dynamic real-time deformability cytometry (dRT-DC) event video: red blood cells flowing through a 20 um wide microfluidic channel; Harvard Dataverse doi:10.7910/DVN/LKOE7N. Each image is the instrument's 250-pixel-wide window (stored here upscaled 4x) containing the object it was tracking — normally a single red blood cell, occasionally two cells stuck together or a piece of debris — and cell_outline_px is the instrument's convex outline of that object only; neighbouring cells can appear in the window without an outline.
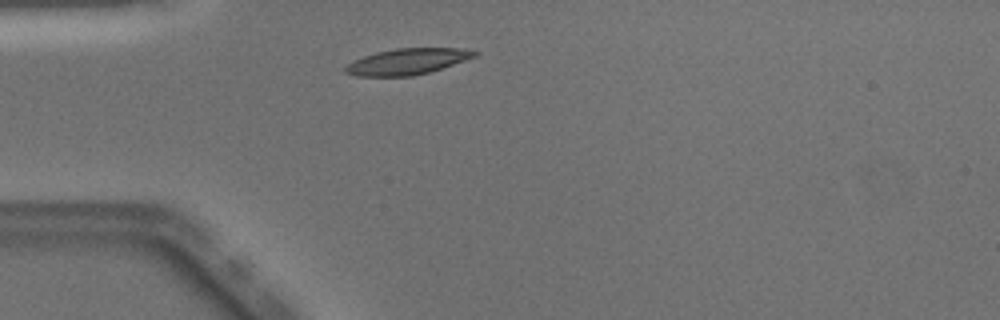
{"species": "Egyptian fruit bat (a non-hibernating species)", "species_latin": "Rousettus aegyptiacus", "temperature_condition": "warm", "stored_images_in_passage": 37, "camera_frame_rate_fps": 3000, "um_per_image_px": 0.085, "animal": {"sex": "male"}, "frame": {"image": 1, "passage_image": 1, "time_ms": 0.0, "image_size_px": [1000, 320], "cell_outline_px": [[480, 52], [476, 56], [428, 72], [412, 76], [356, 76], [344, 72], [344, 68], [352, 60], [376, 52], [396, 48], [460, 48]], "centroid_in_image_um": [34.57, 5.22], "position_along_channel_um": 50.4, "area_um2": 19.42}}
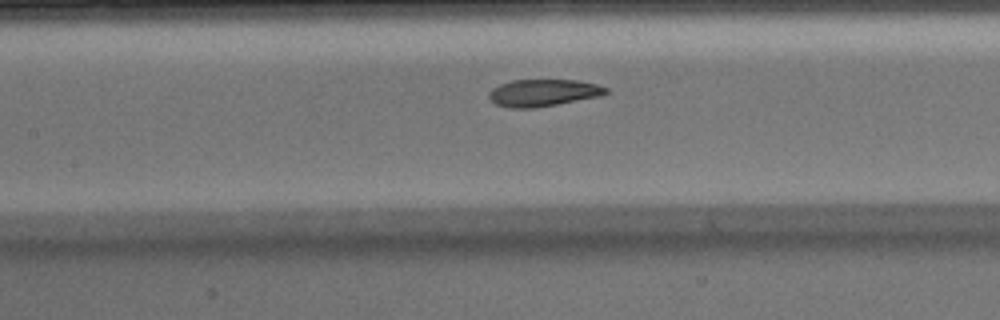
{"frame": {"image": 2, "passage_image": 10, "time_ms": 3.0, "image_size_px": [1000, 320], "cell_outline_px": [[608, 92], [600, 96], [536, 108], [508, 108], [496, 104], [488, 96], [488, 92], [492, 88], [500, 84], [512, 80], [576, 80], [596, 84], [608, 88]], "centroid_in_image_um": [46.15, 7.89], "position_along_channel_um": 161.3, "area_um2": 18.44}}
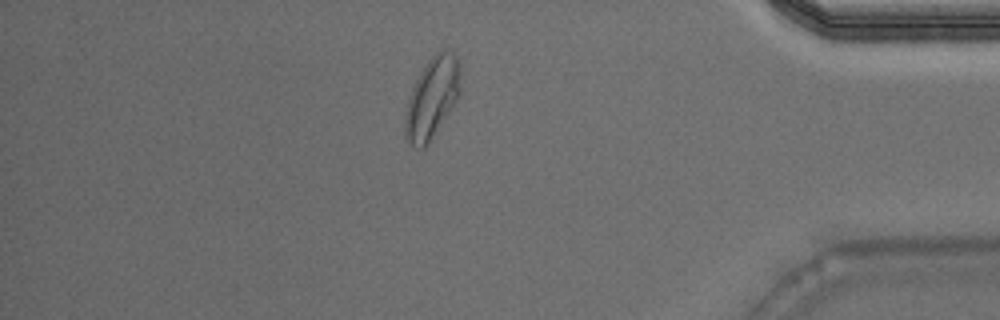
{"frame": {"image": 3, "passage_image": 30, "time_ms": 9.667, "image_size_px": [1000, 320], "cell_outline_px": [[460, 96], [428, 144], [424, 148], [420, 148], [412, 144], [404, 136], [404, 116], [408, 100], [412, 88], [424, 64], [440, 48], [444, 48], [456, 56], [460, 64]], "centroid_in_image_um": [36.73, 8.29], "position_along_channel_um": 398.5, "area_um2": 26.24}, "authors_computed_cell_mechanics": {"area_um2": 19.8832, "velocity_mm_per_s": 4.0555, "shape_relaxation_time_tau1_ms": 4.8371, "shape_relaxation_time_tau2_ms": 1.9892, "deformation_change_tau1": 0.1937, "deformation_change_tau2": 0.0751}}